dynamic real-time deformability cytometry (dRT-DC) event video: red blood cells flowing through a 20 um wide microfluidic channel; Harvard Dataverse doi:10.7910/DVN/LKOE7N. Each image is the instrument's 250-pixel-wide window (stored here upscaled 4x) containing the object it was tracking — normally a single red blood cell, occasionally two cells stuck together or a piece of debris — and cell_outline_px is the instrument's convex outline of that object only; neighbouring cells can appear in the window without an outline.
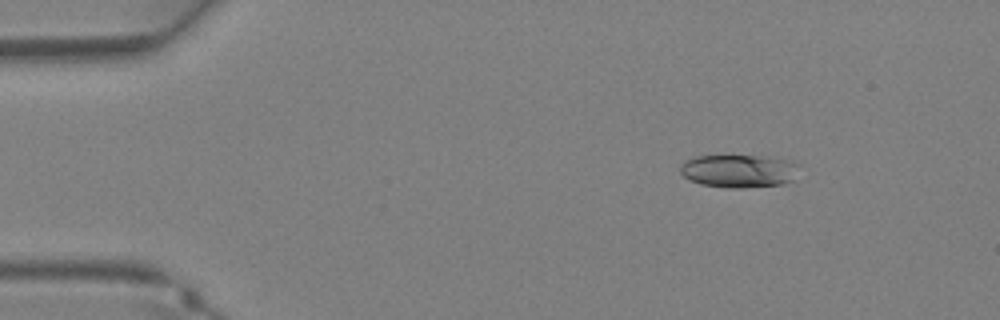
{"species": "Egyptian fruit bat (a non-hibernating species)", "species_latin": "Rousettus aegyptiacus", "temperature_condition": "warm", "stored_images_in_passage": 35, "camera_frame_rate_fps": 3000, "um_per_image_px": 0.085, "animal": {"sex": "female"}, "frame": {"image": 1, "passage_image": 4, "time_ms": 1.0, "image_size_px": [1000, 320], "cell_outline_px": [[800, 164], [792, 180], [780, 184], [740, 188], [728, 188], [700, 184], [684, 176], [680, 172], [680, 164], [684, 160], [696, 156], [756, 156], [784, 160]], "centroid_in_image_um": [62.74, 14.53], "position_along_channel_um": 22.3, "area_um2": 22.54}}
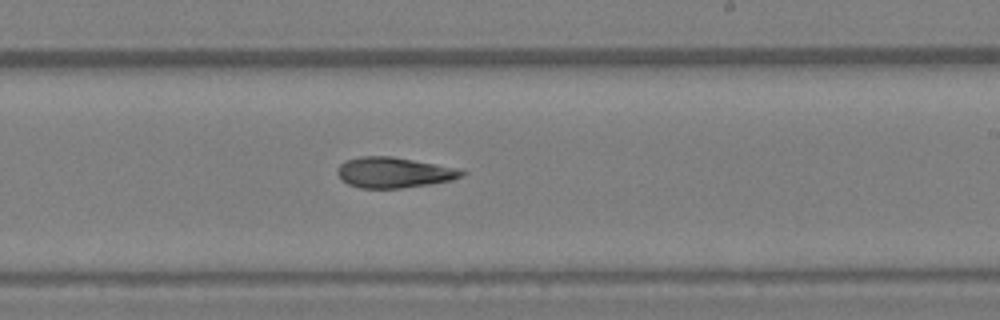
{"frame": {"image": 2, "passage_image": 21, "time_ms": 6.667, "image_size_px": [1000, 320], "cell_outline_px": [[468, 172], [464, 176], [452, 180], [428, 184], [400, 188], [360, 188], [348, 184], [340, 180], [336, 172], [336, 168], [340, 164], [348, 160], [360, 156], [392, 156], [460, 168]], "centroid_in_image_um": [33.49, 14.66], "position_along_channel_um": 255.5, "area_um2": 22.37}}
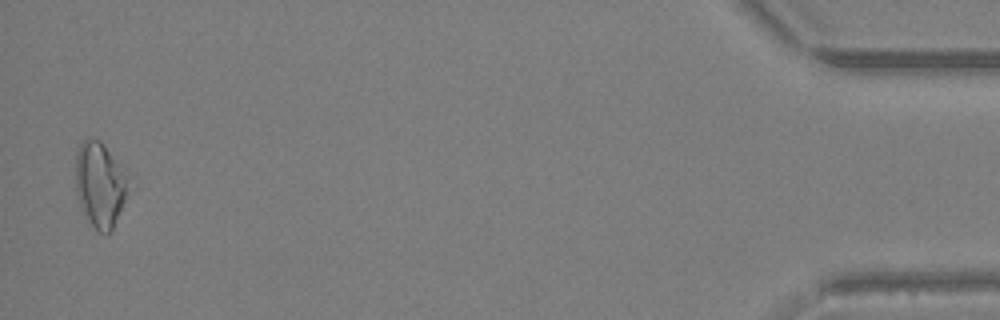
{"frame": {"image": 3, "passage_image": 35, "time_ms": 11.333, "image_size_px": [1000, 320], "cell_outline_px": [[128, 180], [124, 200], [112, 228], [108, 232], [100, 232], [88, 220], [80, 204], [76, 192], [76, 152], [80, 144], [84, 140], [100, 140], [104, 144]], "centroid_in_image_um": [8.44, 15.67], "position_along_channel_um": 426.8, "area_um2": 24.91}}